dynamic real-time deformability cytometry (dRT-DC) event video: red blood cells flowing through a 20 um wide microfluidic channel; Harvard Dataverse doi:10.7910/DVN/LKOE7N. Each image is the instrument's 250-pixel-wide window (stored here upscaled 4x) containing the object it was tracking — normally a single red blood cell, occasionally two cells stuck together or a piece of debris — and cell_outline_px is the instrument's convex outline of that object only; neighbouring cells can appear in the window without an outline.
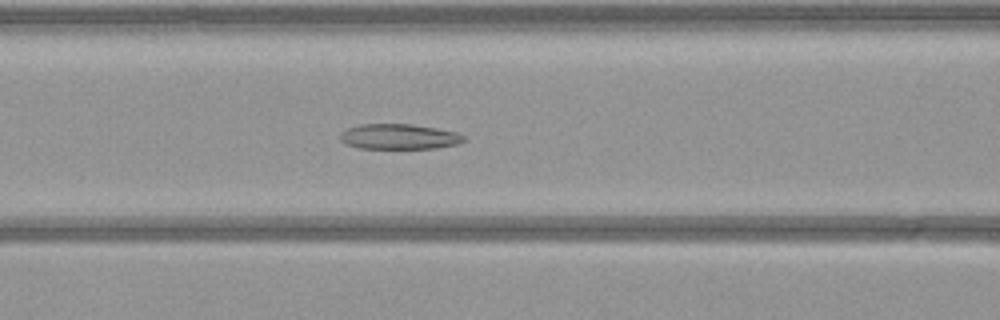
{"species": "common noctule bat (a hibernating species)", "species_latin": "Nyctalus noctula", "temperature_condition": "warm", "stored_images_in_passage": 53, "camera_frame_rate_fps": 3000, "um_per_image_px": 0.085, "animal": {"sex": "female", "body_mass_g": 21.9}, "frame": {"image": 1, "passage_image": 21, "time_ms": 6.667, "image_size_px": [1000, 320], "cell_outline_px": [[464, 140], [456, 144], [436, 148], [360, 148], [344, 144], [340, 140], [340, 132], [348, 128], [360, 124], [412, 124], [436, 128], [456, 132], [464, 136]], "centroid_in_image_um": [33.87, 11.61], "position_along_channel_um": 132.7, "area_um2": 18.15}}
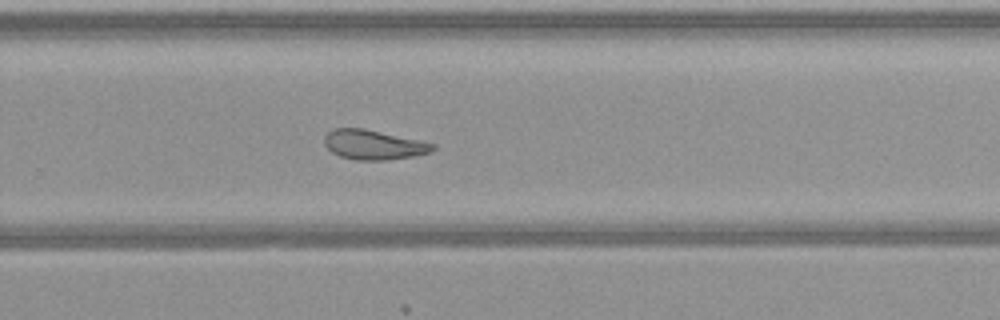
{"frame": {"image": 2, "passage_image": 34, "time_ms": 11.0, "image_size_px": [1000, 320], "cell_outline_px": [[436, 148], [432, 152], [412, 156], [388, 160], [356, 160], [340, 156], [332, 152], [324, 144], [324, 136], [332, 128], [364, 128], [420, 140], [436, 144]], "centroid_in_image_um": [31.76, 12.3], "position_along_channel_um": 298.0, "area_um2": 18.84}}
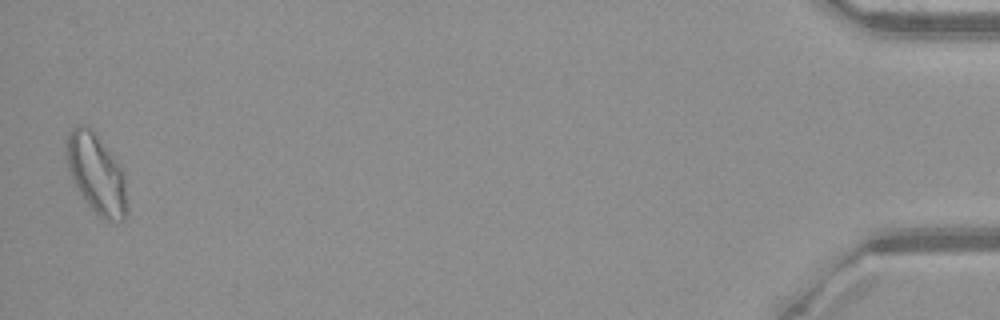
{"frame": {"image": 3, "passage_image": 52, "time_ms": 17.0, "image_size_px": [1000, 320], "cell_outline_px": [[128, 208], [124, 220], [104, 220], [84, 200], [72, 180], [68, 168], [64, 148], [64, 144], [72, 128], [76, 124], [84, 124], [92, 128], [96, 132], [116, 160], [120, 168], [124, 180]], "centroid_in_image_um": [8.16, 14.72], "position_along_channel_um": 427.0, "area_um2": 28.21}}